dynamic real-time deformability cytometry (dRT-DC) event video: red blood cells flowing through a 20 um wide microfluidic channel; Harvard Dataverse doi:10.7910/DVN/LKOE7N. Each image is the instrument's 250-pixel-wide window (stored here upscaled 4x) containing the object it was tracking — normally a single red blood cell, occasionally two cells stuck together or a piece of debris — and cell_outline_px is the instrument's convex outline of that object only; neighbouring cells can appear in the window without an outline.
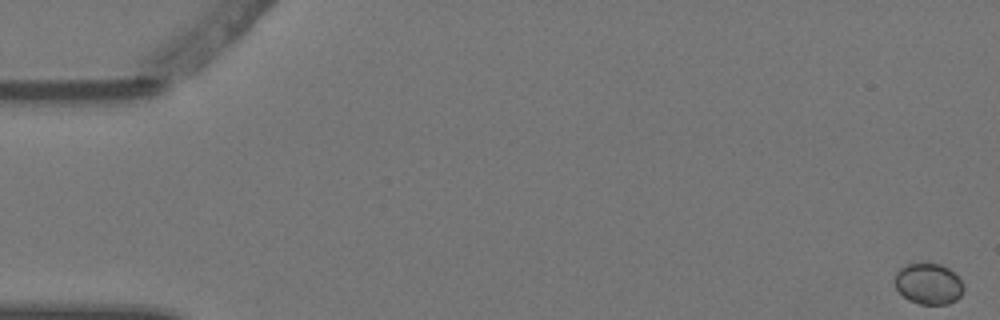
{"species": "Egyptian fruit bat (a non-hibernating species)", "species_latin": "Rousettus aegyptiacus", "temperature_condition": "warm", "stored_images_in_passage": 9, "camera_frame_rate_fps": 3000, "um_per_image_px": 0.085, "animal": {"sex": "female"}, "frame": {"image": 1, "passage_image": 1, "time_ms": 0.0, "image_size_px": [1000, 320], "cell_outline_px": [[964, 288], [960, 296], [956, 300], [948, 304], [920, 304], [908, 300], [896, 288], [896, 272], [900, 268], [908, 264], [940, 264], [948, 268], [964, 284]], "centroid_in_image_um": [78.94, 24.14], "position_along_channel_um": 6.1, "area_um2": 16.18}}
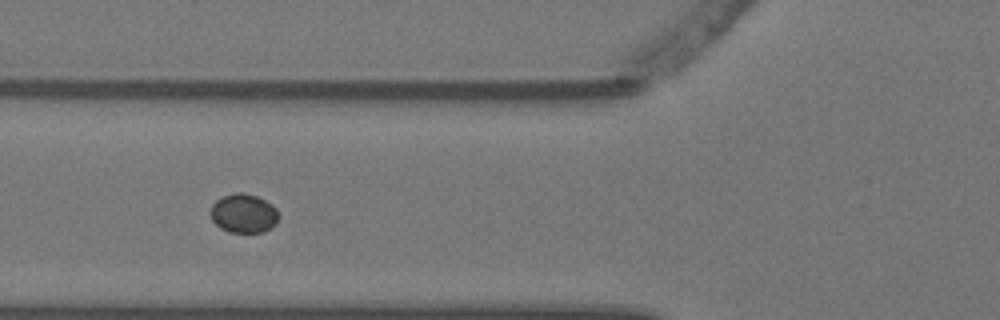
{"frame": {"image": 2, "passage_image": 6, "time_ms": 1.667, "image_size_px": [1000, 320], "cell_outline_px": [[280, 216], [276, 224], [272, 228], [264, 232], [228, 232], [220, 228], [212, 220], [208, 212], [212, 204], [220, 196], [236, 192], [240, 192], [256, 196], [272, 204], [276, 208]], "centroid_in_image_um": [20.7, 18.14], "position_along_channel_um": 105.1, "area_um2": 15.84}}
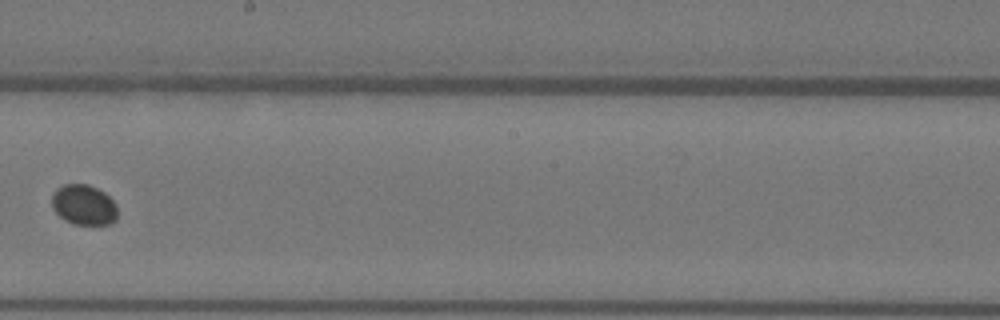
{"frame": {"image": 3, "passage_image": 9, "time_ms": 2.667, "image_size_px": [1000, 320], "cell_outline_px": [[116, 220], [108, 224], [72, 224], [64, 220], [52, 208], [52, 192], [56, 188], [64, 184], [88, 184], [104, 192], [116, 204]], "centroid_in_image_um": [7.09, 17.4], "position_along_channel_um": 241.1, "area_um2": 15.43}}